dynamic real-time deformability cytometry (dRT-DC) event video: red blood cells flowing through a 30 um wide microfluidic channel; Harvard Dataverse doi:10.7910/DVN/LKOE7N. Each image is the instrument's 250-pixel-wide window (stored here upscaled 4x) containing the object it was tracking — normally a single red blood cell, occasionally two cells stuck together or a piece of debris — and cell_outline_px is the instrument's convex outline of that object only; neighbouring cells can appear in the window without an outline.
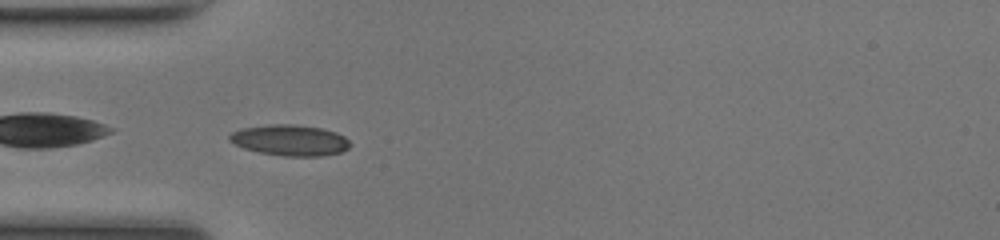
{"species": "common noctule bat (a hibernating species)", "species_latin": "Nyctalus noctula", "temperature_condition": "room temperature", "stored_images_in_passage": 33, "camera_frame_rate_fps": 3000, "um_per_image_px": 0.085, "animal": {"sex": "female", "body_mass_g": 17.0, "forearm_length_mm": 48.0}, "frame": {"image": 1, "passage_image": 1, "time_ms": 0.0, "image_size_px": [1000, 240], "cell_outline_px": [[352, 144], [348, 148], [340, 152], [320, 156], [284, 156], [260, 152], [244, 148], [228, 140], [228, 136], [232, 132], [240, 128], [268, 124], [292, 124], [320, 128], [336, 132], [344, 136]], "centroid_in_image_um": [24.64, 11.91], "position_along_channel_um": 60.4, "area_um2": 21.68}}
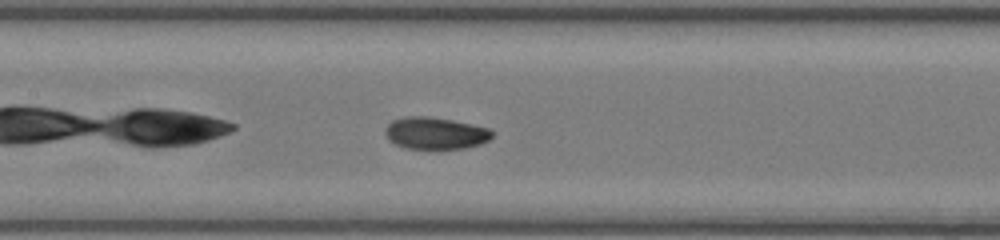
{"frame": {"image": 2, "passage_image": 9, "time_ms": 2.667, "image_size_px": [1000, 240], "cell_outline_px": [[492, 136], [488, 140], [480, 144], [464, 148], [408, 148], [396, 144], [388, 140], [384, 132], [384, 128], [392, 120], [404, 116], [432, 116], [452, 120], [488, 128], [492, 132]], "centroid_in_image_um": [36.95, 11.3], "position_along_channel_um": 170.4, "area_um2": 19.83}}
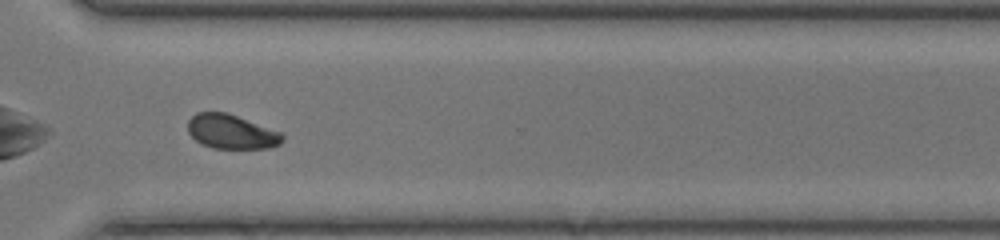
{"frame": {"image": 3, "passage_image": 22, "time_ms": 7.0, "image_size_px": [1000, 240], "cell_outline_px": [[284, 140], [280, 144], [268, 148], [212, 148], [200, 144], [188, 132], [188, 120], [196, 112], [224, 112], [284, 132]], "centroid_in_image_um": [19.69, 11.2], "position_along_channel_um": 350.9, "area_um2": 19.02}, "authors_computed_cell_mechanics": {"area_um2": 19.4208, "velocity_mm_per_s": 4.1697, "shape_relaxation_time_tau1_ms": 3.2496, "shape_relaxation_time_tau2_ms": 1.5472, "deformation_change_tau1": 0.1192, "deformation_change_tau2": 0.0543}}